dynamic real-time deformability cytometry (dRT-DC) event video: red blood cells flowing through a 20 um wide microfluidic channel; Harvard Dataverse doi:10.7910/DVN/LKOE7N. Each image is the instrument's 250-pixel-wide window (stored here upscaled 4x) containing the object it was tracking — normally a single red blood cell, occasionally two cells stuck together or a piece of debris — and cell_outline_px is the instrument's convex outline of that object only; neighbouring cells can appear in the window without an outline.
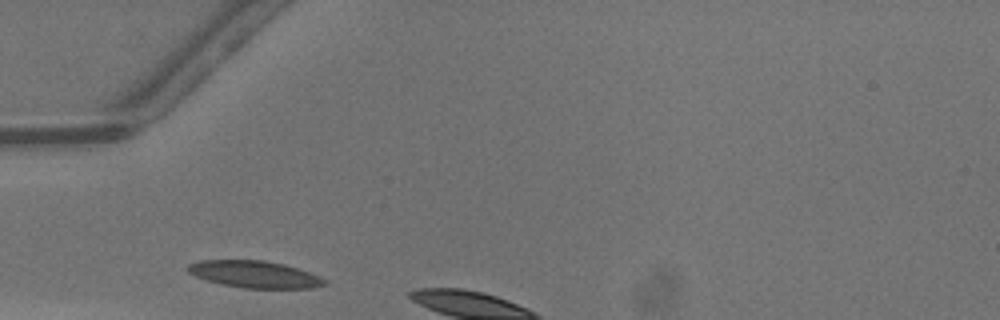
{"species": "common noctule bat (a hibernating species)", "species_latin": "Nyctalus noctula", "temperature_condition": "warm", "stored_images_in_passage": 3, "camera_frame_rate_fps": 3000, "um_per_image_px": 0.085, "animal": {"sex": "male", "body_mass_g": 13.3}, "frame": {"image": 1, "passage_image": 1, "time_ms": 0.0, "image_size_px": [1000, 320], "cell_outline_px": [[328, 284], [312, 288], [244, 288], [224, 284], [208, 280], [196, 276], [188, 272], [184, 268], [188, 264], [200, 260], [264, 260], [284, 264], [320, 276], [328, 280]], "centroid_in_image_um": [21.65, 23.31], "position_along_channel_um": 63.3, "area_um2": 21.44}}